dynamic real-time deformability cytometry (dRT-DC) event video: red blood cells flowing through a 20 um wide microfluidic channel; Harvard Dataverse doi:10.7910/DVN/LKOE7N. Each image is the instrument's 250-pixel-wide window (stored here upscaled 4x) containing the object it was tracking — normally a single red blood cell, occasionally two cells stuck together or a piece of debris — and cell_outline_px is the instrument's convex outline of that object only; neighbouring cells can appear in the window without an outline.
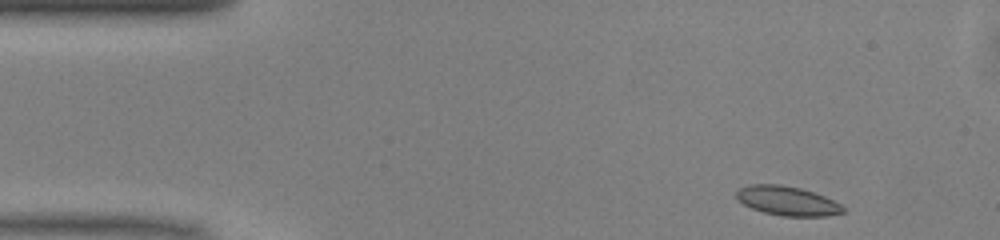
{"species": "common noctule bat (a hibernating species)", "species_latin": "Nyctalus noctula", "temperature_condition": "warm", "stored_images_in_passage": 45, "camera_frame_rate_fps": 3000, "um_per_image_px": 0.085, "animal": {"sex": "male", "body_mass_g": 13.0, "forearm_length_mm": 53.1}, "frame": {"image": 1, "passage_image": 1, "time_ms": 0.0, "image_size_px": [1000, 240], "cell_outline_px": [[844, 212], [828, 216], [780, 216], [764, 212], [752, 208], [744, 204], [736, 196], [736, 192], [740, 188], [748, 184], [780, 184], [800, 188], [824, 196], [840, 204], [844, 208]], "centroid_in_image_um": [66.91, 17.07], "position_along_channel_um": 18.1, "area_um2": 18.03}}
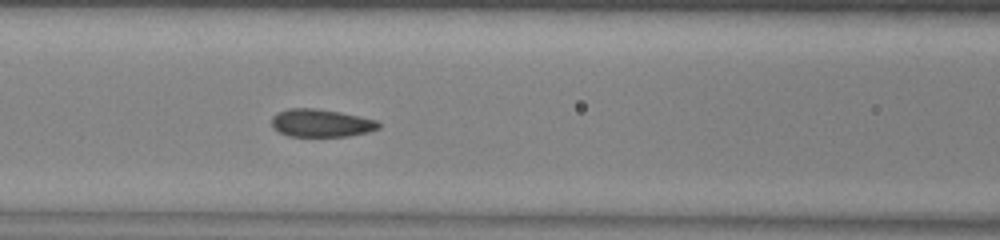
{"frame": {"image": 2, "passage_image": 16, "time_ms": 5.0, "image_size_px": [1000, 240], "cell_outline_px": [[380, 128], [368, 132], [348, 136], [288, 136], [272, 128], [272, 116], [276, 112], [288, 108], [316, 108], [340, 112], [376, 120], [380, 124]], "centroid_in_image_um": [27.26, 10.45], "position_along_channel_um": 139.3, "area_um2": 17.4}}
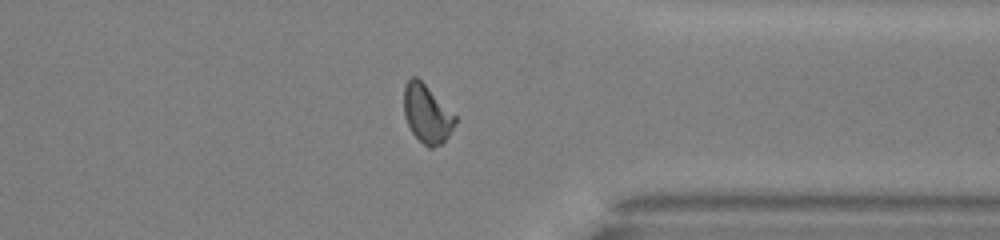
{"frame": {"image": 3, "passage_image": 34, "time_ms": 11.0, "image_size_px": [1000, 240], "cell_outline_px": [[456, 120], [448, 136], [440, 144], [432, 148], [428, 148], [412, 132], [404, 116], [404, 84], [412, 76], [416, 76], [456, 116]], "centroid_in_image_um": [36.26, 9.67], "position_along_channel_um": 375.1, "area_um2": 16.99}, "authors_computed_cell_mechanics": {"area_um2": 17.5712, "velocity_mm_per_s": 4.0742, "shape_relaxation_time_tau1_ms": 3.2824, "shape_relaxation_time_tau2_ms": 1.1827, "deformation_change_tau1": 0.1229, "deformation_change_tau2": 0.0626}}